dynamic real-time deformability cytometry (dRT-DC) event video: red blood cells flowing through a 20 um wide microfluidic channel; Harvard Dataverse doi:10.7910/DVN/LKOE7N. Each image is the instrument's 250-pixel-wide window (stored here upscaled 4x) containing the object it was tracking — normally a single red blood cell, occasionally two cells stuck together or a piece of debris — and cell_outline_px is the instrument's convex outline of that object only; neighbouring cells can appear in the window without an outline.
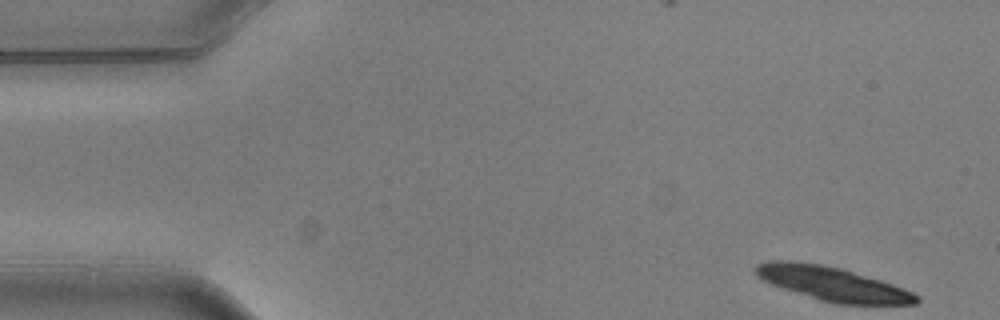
{"species": "common noctule bat (a hibernating species)", "species_latin": "Nyctalus noctula", "temperature_condition": "warm", "stored_images_in_passage": 6, "camera_frame_rate_fps": 3000, "um_per_image_px": 0.085, "animal": {"sex": "male", "body_mass_g": 20.5, "forearm_length_mm": 52.5}, "frame": {"image": 1, "passage_image": 1, "time_ms": 0.0, "image_size_px": [1000, 320], "cell_outline_px": [[920, 300], [916, 304], [836, 304], [820, 300], [780, 288], [764, 280], [752, 268], [756, 264], [768, 260], [792, 260], [820, 264], [844, 268], [904, 288], [920, 296]], "centroid_in_image_um": [70.75, 24.11], "position_along_channel_um": 14.2, "area_um2": 32.02}}
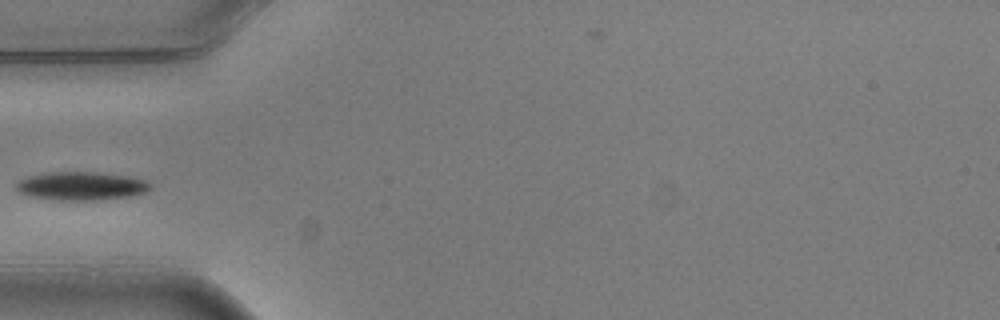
{"frame": {"image": 2, "passage_image": 5, "time_ms": 1.333, "image_size_px": [1000, 320], "cell_outline_px": [[152, 188], [144, 192], [128, 196], [92, 200], [60, 200], [32, 196], [20, 192], [16, 188], [16, 184], [20, 180], [28, 176], [48, 172], [96, 172], [128, 176], [144, 180], [152, 184]], "centroid_in_image_um": [6.91, 15.79], "position_along_channel_um": 78.1, "area_um2": 21.85}}